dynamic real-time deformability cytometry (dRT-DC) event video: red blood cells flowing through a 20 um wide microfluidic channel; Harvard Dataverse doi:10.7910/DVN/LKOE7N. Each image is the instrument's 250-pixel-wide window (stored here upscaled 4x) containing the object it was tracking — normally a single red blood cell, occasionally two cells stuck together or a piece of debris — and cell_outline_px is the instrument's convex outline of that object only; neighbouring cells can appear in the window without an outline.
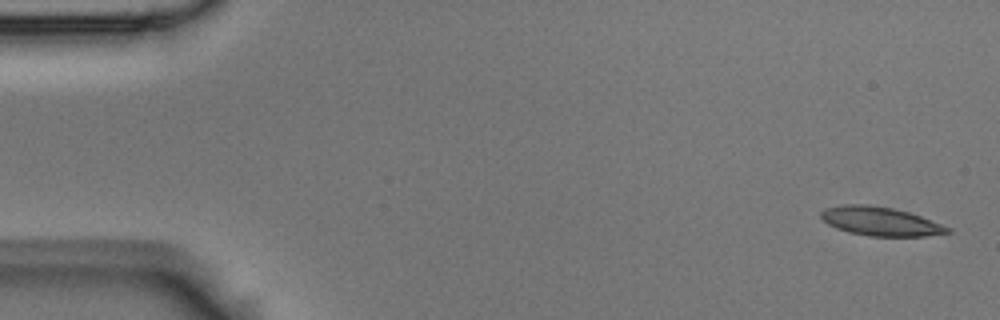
{"species": "Egyptian fruit bat (a non-hibernating species)", "species_latin": "Rousettus aegyptiacus", "temperature_condition": "room temperature", "stored_images_in_passage": 5, "camera_frame_rate_fps": 3000, "um_per_image_px": 0.085, "animal": {"sex": "male"}, "frame": {"image": 1, "passage_image": 1, "time_ms": 0.0, "image_size_px": [1000, 320], "cell_outline_px": [[952, 232], [924, 236], [868, 236], [848, 232], [836, 228], [828, 224], [820, 216], [820, 212], [824, 208], [844, 204], [868, 204], [892, 208], [908, 212], [920, 216], [940, 224], [948, 228]], "centroid_in_image_um": [74.77, 18.81], "position_along_channel_um": 10.2, "area_um2": 21.1}}
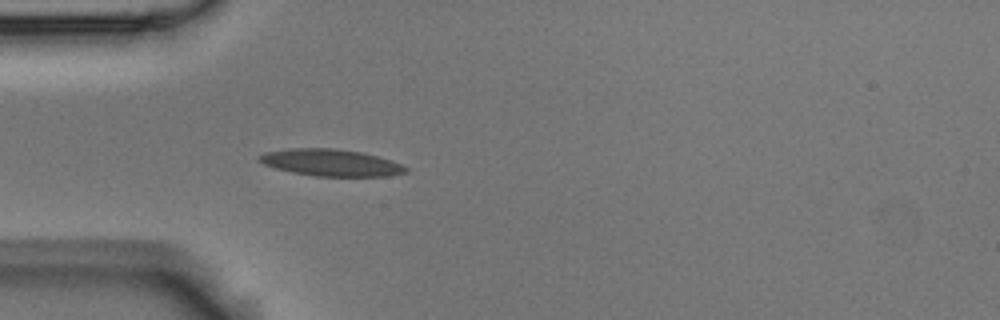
{"frame": {"image": 2, "passage_image": 5, "time_ms": 1.333, "image_size_px": [1000, 320], "cell_outline_px": [[408, 172], [388, 176], [316, 176], [292, 172], [276, 168], [264, 164], [256, 160], [256, 156], [264, 152], [288, 148], [336, 148], [360, 152], [392, 160], [408, 168]], "centroid_in_image_um": [28.08, 13.82], "position_along_channel_um": 56.9, "area_um2": 23.0}}